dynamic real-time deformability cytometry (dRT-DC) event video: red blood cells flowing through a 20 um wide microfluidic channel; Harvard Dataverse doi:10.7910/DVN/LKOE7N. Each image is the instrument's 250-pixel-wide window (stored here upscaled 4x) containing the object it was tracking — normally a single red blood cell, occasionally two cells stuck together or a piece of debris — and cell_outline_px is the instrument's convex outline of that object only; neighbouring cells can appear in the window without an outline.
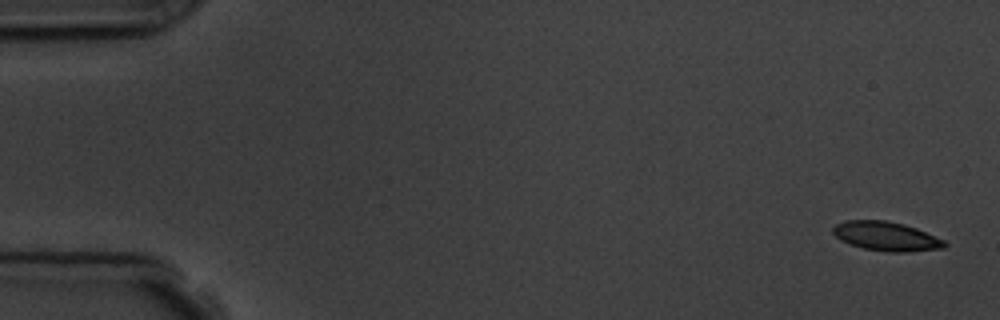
{"species": "common noctule bat (a hibernating species)", "species_latin": "Nyctalus noctula", "temperature_condition": "room temperature", "stored_images_in_passage": 6, "camera_frame_rate_fps": 3000, "um_per_image_px": 0.085, "animal": {"sex": "male", "body_mass_g": 19.5, "forearm_length_mm": 54.6}, "frame": {"image": 1, "passage_image": 1, "time_ms": 0.0, "image_size_px": [1000, 320], "cell_outline_px": [[948, 244], [944, 248], [904, 252], [888, 252], [864, 248], [848, 244], [840, 240], [832, 232], [832, 228], [836, 224], [844, 220], [888, 220], [904, 224], [916, 228], [944, 240]], "centroid_in_image_um": [75.3, 20.07], "position_along_channel_um": 9.7, "area_um2": 19.02}}
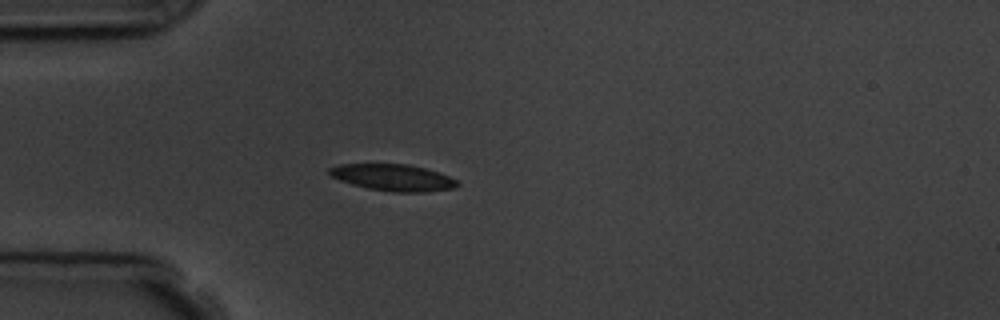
{"frame": {"image": 2, "passage_image": 5, "time_ms": 4.667, "image_size_px": [1000, 320], "cell_outline_px": [[460, 184], [456, 188], [424, 192], [392, 192], [368, 188], [352, 184], [340, 180], [332, 176], [328, 172], [328, 168], [340, 164], [408, 164], [424, 168], [448, 176], [456, 180]], "centroid_in_image_um": [33.41, 15.09], "position_along_channel_um": 51.6, "area_um2": 19.71}}